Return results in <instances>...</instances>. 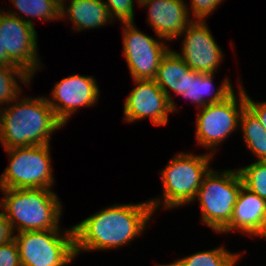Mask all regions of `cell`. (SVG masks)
<instances>
[{
	"mask_svg": "<svg viewBox=\"0 0 266 266\" xmlns=\"http://www.w3.org/2000/svg\"><path fill=\"white\" fill-rule=\"evenodd\" d=\"M148 201L137 204H115L73 226L75 255L81 251L108 250L137 238L153 215Z\"/></svg>",
	"mask_w": 266,
	"mask_h": 266,
	"instance_id": "cell-1",
	"label": "cell"
},
{
	"mask_svg": "<svg viewBox=\"0 0 266 266\" xmlns=\"http://www.w3.org/2000/svg\"><path fill=\"white\" fill-rule=\"evenodd\" d=\"M18 99L0 108L1 145L7 150L49 144L52 133L64 125L46 97Z\"/></svg>",
	"mask_w": 266,
	"mask_h": 266,
	"instance_id": "cell-2",
	"label": "cell"
},
{
	"mask_svg": "<svg viewBox=\"0 0 266 266\" xmlns=\"http://www.w3.org/2000/svg\"><path fill=\"white\" fill-rule=\"evenodd\" d=\"M0 206L13 232L60 229L62 204L51 189H1Z\"/></svg>",
	"mask_w": 266,
	"mask_h": 266,
	"instance_id": "cell-3",
	"label": "cell"
},
{
	"mask_svg": "<svg viewBox=\"0 0 266 266\" xmlns=\"http://www.w3.org/2000/svg\"><path fill=\"white\" fill-rule=\"evenodd\" d=\"M212 157L210 152L201 155L181 152L174 155L168 165L160 171L163 198L149 200L153 212L162 203L164 209H172L195 201L202 180L210 170Z\"/></svg>",
	"mask_w": 266,
	"mask_h": 266,
	"instance_id": "cell-4",
	"label": "cell"
},
{
	"mask_svg": "<svg viewBox=\"0 0 266 266\" xmlns=\"http://www.w3.org/2000/svg\"><path fill=\"white\" fill-rule=\"evenodd\" d=\"M243 186L238 169L223 172L210 169L195 197L201 208V221L220 233L230 222L239 191Z\"/></svg>",
	"mask_w": 266,
	"mask_h": 266,
	"instance_id": "cell-5",
	"label": "cell"
},
{
	"mask_svg": "<svg viewBox=\"0 0 266 266\" xmlns=\"http://www.w3.org/2000/svg\"><path fill=\"white\" fill-rule=\"evenodd\" d=\"M61 233V234H60ZM21 266H65L76 257L73 226L14 234Z\"/></svg>",
	"mask_w": 266,
	"mask_h": 266,
	"instance_id": "cell-6",
	"label": "cell"
},
{
	"mask_svg": "<svg viewBox=\"0 0 266 266\" xmlns=\"http://www.w3.org/2000/svg\"><path fill=\"white\" fill-rule=\"evenodd\" d=\"M50 145L7 149L10 163L0 176V189H51L54 178Z\"/></svg>",
	"mask_w": 266,
	"mask_h": 266,
	"instance_id": "cell-7",
	"label": "cell"
},
{
	"mask_svg": "<svg viewBox=\"0 0 266 266\" xmlns=\"http://www.w3.org/2000/svg\"><path fill=\"white\" fill-rule=\"evenodd\" d=\"M242 87L239 83L238 97L233 92L224 101L207 104L198 110L196 140L201 146L210 148L212 155L216 146L224 142L240 125L241 113L246 107L245 90Z\"/></svg>",
	"mask_w": 266,
	"mask_h": 266,
	"instance_id": "cell-8",
	"label": "cell"
},
{
	"mask_svg": "<svg viewBox=\"0 0 266 266\" xmlns=\"http://www.w3.org/2000/svg\"><path fill=\"white\" fill-rule=\"evenodd\" d=\"M122 24L123 51L131 77L133 80L155 79L161 59L170 48L139 31L134 22Z\"/></svg>",
	"mask_w": 266,
	"mask_h": 266,
	"instance_id": "cell-9",
	"label": "cell"
},
{
	"mask_svg": "<svg viewBox=\"0 0 266 266\" xmlns=\"http://www.w3.org/2000/svg\"><path fill=\"white\" fill-rule=\"evenodd\" d=\"M0 36L8 57L33 77L41 66L35 26L0 10Z\"/></svg>",
	"mask_w": 266,
	"mask_h": 266,
	"instance_id": "cell-10",
	"label": "cell"
},
{
	"mask_svg": "<svg viewBox=\"0 0 266 266\" xmlns=\"http://www.w3.org/2000/svg\"><path fill=\"white\" fill-rule=\"evenodd\" d=\"M93 76L73 74L56 82L51 90L52 99L46 98L56 117L66 125L78 108L94 106L99 100L100 90Z\"/></svg>",
	"mask_w": 266,
	"mask_h": 266,
	"instance_id": "cell-11",
	"label": "cell"
},
{
	"mask_svg": "<svg viewBox=\"0 0 266 266\" xmlns=\"http://www.w3.org/2000/svg\"><path fill=\"white\" fill-rule=\"evenodd\" d=\"M183 61L199 73H215L223 59V52L214 40L205 20H192L182 32Z\"/></svg>",
	"mask_w": 266,
	"mask_h": 266,
	"instance_id": "cell-12",
	"label": "cell"
},
{
	"mask_svg": "<svg viewBox=\"0 0 266 266\" xmlns=\"http://www.w3.org/2000/svg\"><path fill=\"white\" fill-rule=\"evenodd\" d=\"M136 87L124 102V120L136 122L147 117L154 125H167L171 103L154 79L134 80Z\"/></svg>",
	"mask_w": 266,
	"mask_h": 266,
	"instance_id": "cell-13",
	"label": "cell"
},
{
	"mask_svg": "<svg viewBox=\"0 0 266 266\" xmlns=\"http://www.w3.org/2000/svg\"><path fill=\"white\" fill-rule=\"evenodd\" d=\"M139 6L147 7L148 23L162 41L177 39L193 20L184 0H140Z\"/></svg>",
	"mask_w": 266,
	"mask_h": 266,
	"instance_id": "cell-14",
	"label": "cell"
},
{
	"mask_svg": "<svg viewBox=\"0 0 266 266\" xmlns=\"http://www.w3.org/2000/svg\"><path fill=\"white\" fill-rule=\"evenodd\" d=\"M238 230L248 236L263 237L266 233V201L242 186L229 224L221 231Z\"/></svg>",
	"mask_w": 266,
	"mask_h": 266,
	"instance_id": "cell-15",
	"label": "cell"
},
{
	"mask_svg": "<svg viewBox=\"0 0 266 266\" xmlns=\"http://www.w3.org/2000/svg\"><path fill=\"white\" fill-rule=\"evenodd\" d=\"M61 3V19L69 18L76 31L99 28L113 22L104 0H69ZM69 16V17H68Z\"/></svg>",
	"mask_w": 266,
	"mask_h": 266,
	"instance_id": "cell-16",
	"label": "cell"
},
{
	"mask_svg": "<svg viewBox=\"0 0 266 266\" xmlns=\"http://www.w3.org/2000/svg\"><path fill=\"white\" fill-rule=\"evenodd\" d=\"M190 69L183 59L172 49L161 59L154 80L168 97L173 112H177V108L171 98L169 89L176 93L175 96L187 92Z\"/></svg>",
	"mask_w": 266,
	"mask_h": 266,
	"instance_id": "cell-17",
	"label": "cell"
},
{
	"mask_svg": "<svg viewBox=\"0 0 266 266\" xmlns=\"http://www.w3.org/2000/svg\"><path fill=\"white\" fill-rule=\"evenodd\" d=\"M215 73H199L192 69L189 70V85L188 90L185 93L180 94L187 98L193 103L199 106V108L204 107L207 104L219 103L227 99L233 92V86L229 79H224L220 84L216 92L212 94L213 77ZM204 96H209L204 97Z\"/></svg>",
	"mask_w": 266,
	"mask_h": 266,
	"instance_id": "cell-18",
	"label": "cell"
},
{
	"mask_svg": "<svg viewBox=\"0 0 266 266\" xmlns=\"http://www.w3.org/2000/svg\"><path fill=\"white\" fill-rule=\"evenodd\" d=\"M240 127L245 144L257 161H266V130L247 106L241 113Z\"/></svg>",
	"mask_w": 266,
	"mask_h": 266,
	"instance_id": "cell-19",
	"label": "cell"
},
{
	"mask_svg": "<svg viewBox=\"0 0 266 266\" xmlns=\"http://www.w3.org/2000/svg\"><path fill=\"white\" fill-rule=\"evenodd\" d=\"M15 7L21 11L22 15L9 11L7 13L17 16L23 21H27L33 25V20H30L28 16L39 18L41 20L52 21L61 19L60 10L61 3L58 0H10ZM19 15V16H18ZM28 17V18H27ZM25 18V19H24ZM27 18V19H26Z\"/></svg>",
	"mask_w": 266,
	"mask_h": 266,
	"instance_id": "cell-20",
	"label": "cell"
},
{
	"mask_svg": "<svg viewBox=\"0 0 266 266\" xmlns=\"http://www.w3.org/2000/svg\"><path fill=\"white\" fill-rule=\"evenodd\" d=\"M240 254L231 253L223 246L178 259L168 266H235Z\"/></svg>",
	"mask_w": 266,
	"mask_h": 266,
	"instance_id": "cell-21",
	"label": "cell"
},
{
	"mask_svg": "<svg viewBox=\"0 0 266 266\" xmlns=\"http://www.w3.org/2000/svg\"><path fill=\"white\" fill-rule=\"evenodd\" d=\"M16 76V77H15ZM16 78L25 85L31 84L33 79L18 66L0 65V105H8L21 96V88ZM20 95V96H19Z\"/></svg>",
	"mask_w": 266,
	"mask_h": 266,
	"instance_id": "cell-22",
	"label": "cell"
},
{
	"mask_svg": "<svg viewBox=\"0 0 266 266\" xmlns=\"http://www.w3.org/2000/svg\"><path fill=\"white\" fill-rule=\"evenodd\" d=\"M238 171L243 186L266 201V161H256Z\"/></svg>",
	"mask_w": 266,
	"mask_h": 266,
	"instance_id": "cell-23",
	"label": "cell"
},
{
	"mask_svg": "<svg viewBox=\"0 0 266 266\" xmlns=\"http://www.w3.org/2000/svg\"><path fill=\"white\" fill-rule=\"evenodd\" d=\"M108 1V2H107ZM104 1L108 8L112 20L115 18L122 23H130L134 21V2L139 4L140 0H107Z\"/></svg>",
	"mask_w": 266,
	"mask_h": 266,
	"instance_id": "cell-24",
	"label": "cell"
},
{
	"mask_svg": "<svg viewBox=\"0 0 266 266\" xmlns=\"http://www.w3.org/2000/svg\"><path fill=\"white\" fill-rule=\"evenodd\" d=\"M223 0H191V11L194 13L192 19L205 20Z\"/></svg>",
	"mask_w": 266,
	"mask_h": 266,
	"instance_id": "cell-25",
	"label": "cell"
},
{
	"mask_svg": "<svg viewBox=\"0 0 266 266\" xmlns=\"http://www.w3.org/2000/svg\"><path fill=\"white\" fill-rule=\"evenodd\" d=\"M0 266H21L15 239L0 245Z\"/></svg>",
	"mask_w": 266,
	"mask_h": 266,
	"instance_id": "cell-26",
	"label": "cell"
},
{
	"mask_svg": "<svg viewBox=\"0 0 266 266\" xmlns=\"http://www.w3.org/2000/svg\"><path fill=\"white\" fill-rule=\"evenodd\" d=\"M246 106L257 116L260 123L266 130V102H255L245 92Z\"/></svg>",
	"mask_w": 266,
	"mask_h": 266,
	"instance_id": "cell-27",
	"label": "cell"
},
{
	"mask_svg": "<svg viewBox=\"0 0 266 266\" xmlns=\"http://www.w3.org/2000/svg\"><path fill=\"white\" fill-rule=\"evenodd\" d=\"M14 239L10 222L3 211H0V245L6 244Z\"/></svg>",
	"mask_w": 266,
	"mask_h": 266,
	"instance_id": "cell-28",
	"label": "cell"
},
{
	"mask_svg": "<svg viewBox=\"0 0 266 266\" xmlns=\"http://www.w3.org/2000/svg\"><path fill=\"white\" fill-rule=\"evenodd\" d=\"M0 65L17 66L7 55L6 50H3L2 36H0Z\"/></svg>",
	"mask_w": 266,
	"mask_h": 266,
	"instance_id": "cell-29",
	"label": "cell"
},
{
	"mask_svg": "<svg viewBox=\"0 0 266 266\" xmlns=\"http://www.w3.org/2000/svg\"><path fill=\"white\" fill-rule=\"evenodd\" d=\"M60 3H66V0H58Z\"/></svg>",
	"mask_w": 266,
	"mask_h": 266,
	"instance_id": "cell-30",
	"label": "cell"
},
{
	"mask_svg": "<svg viewBox=\"0 0 266 266\" xmlns=\"http://www.w3.org/2000/svg\"><path fill=\"white\" fill-rule=\"evenodd\" d=\"M157 266H168V265L167 264H165V265L164 264H162V265L161 264H158Z\"/></svg>",
	"mask_w": 266,
	"mask_h": 266,
	"instance_id": "cell-31",
	"label": "cell"
}]
</instances>
